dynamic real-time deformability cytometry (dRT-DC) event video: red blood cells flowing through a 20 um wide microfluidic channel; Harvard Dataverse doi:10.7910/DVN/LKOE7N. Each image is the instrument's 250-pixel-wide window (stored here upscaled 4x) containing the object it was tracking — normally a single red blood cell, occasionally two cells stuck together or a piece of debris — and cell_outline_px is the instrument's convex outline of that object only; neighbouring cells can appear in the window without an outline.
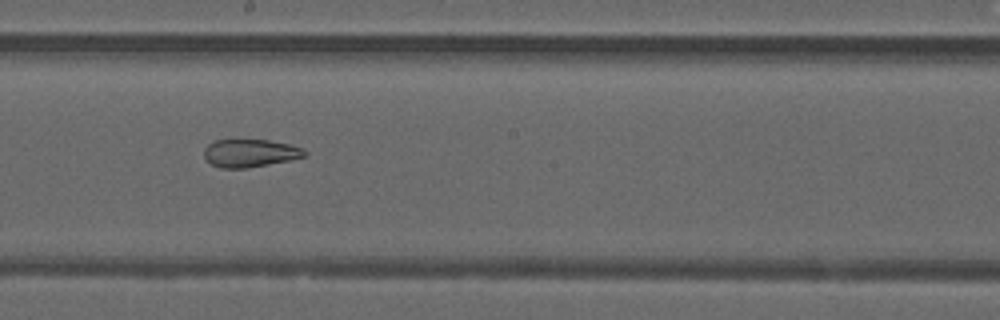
{"species": "common noctule bat (a hibernating species)", "species_latin": "Nyctalus noctula", "temperature_condition": "warm", "stored_images_in_passage": 49, "camera_frame_rate_fps": 3000, "um_per_image_px": 0.085, "animal": {"sex": "male", "forearm_length_mm": 52.5}, "frame": {"image": 1, "passage_image": 28, "time_ms": 9.0, "image_size_px": [1000, 320], "cell_outline_px": [[308, 156], [248, 168], [220, 168], [212, 164], [204, 156], [204, 148], [208, 144], [216, 140], [236, 136], [268, 140], [288, 144], [304, 148], [308, 152]], "centroid_in_image_um": [21.24, 12.96], "position_along_channel_um": 227.0, "area_um2": 17.05}, "authors_computed_cell_mechanics": {"area_um2": 22.253, "velocity_mm_per_s": 4.2284, "shape_relaxation_time_tau1_ms": null, "shape_relaxation_time_tau2_ms": 2.0734, "deformation_change_tau1": null, "deformation_change_tau2": 0.1014}}